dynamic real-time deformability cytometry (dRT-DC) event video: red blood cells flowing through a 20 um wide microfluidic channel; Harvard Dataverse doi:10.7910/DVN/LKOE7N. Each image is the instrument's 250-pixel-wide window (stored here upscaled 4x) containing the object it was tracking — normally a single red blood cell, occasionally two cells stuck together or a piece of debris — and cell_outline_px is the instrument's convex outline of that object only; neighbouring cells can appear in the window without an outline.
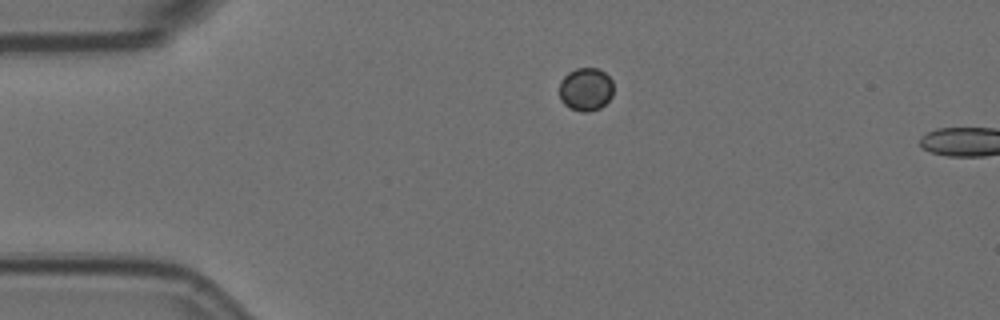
{"species": "Egyptian fruit bat (a non-hibernating species)", "species_latin": "Rousettus aegyptiacus", "temperature_condition": "room temperature", "stored_images_in_passage": 2, "camera_frame_rate_fps": 3000, "um_per_image_px": 0.085, "animal": {"sex": "female"}, "frame": {"image": 1, "passage_image": 2, "time_ms": 0.333, "image_size_px": [1000, 320], "cell_outline_px": [[612, 96], [600, 108], [588, 112], [580, 112], [568, 108], [560, 100], [560, 80], [568, 72], [576, 68], [600, 68], [612, 80]], "centroid_in_image_um": [49.77, 7.59], "position_along_channel_um": 35.2, "area_um2": 13.76}}